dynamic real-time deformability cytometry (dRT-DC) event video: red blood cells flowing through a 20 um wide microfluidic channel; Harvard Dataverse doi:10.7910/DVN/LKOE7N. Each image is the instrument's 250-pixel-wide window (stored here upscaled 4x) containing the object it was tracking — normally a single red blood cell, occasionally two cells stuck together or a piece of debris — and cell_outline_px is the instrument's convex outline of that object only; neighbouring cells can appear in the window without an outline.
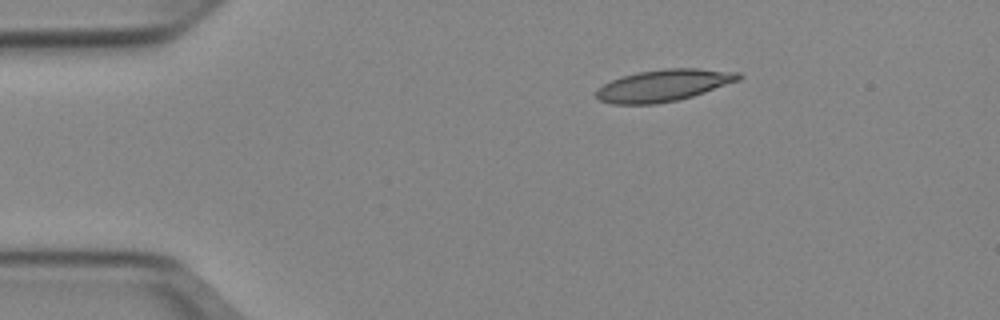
{"species": "Egyptian fruit bat (a non-hibernating species)", "species_latin": "Rousettus aegyptiacus", "temperature_condition": "cold", "stored_images_in_passage": 43, "camera_frame_rate_fps": 3000, "um_per_image_px": 0.085, "animal": {"sex": "female"}, "frame": {"image": 1, "passage_image": 1, "time_ms": 0.0, "image_size_px": [1000, 320], "cell_outline_px": [[744, 76], [740, 80], [692, 96], [676, 100], [656, 104], [612, 104], [600, 100], [596, 96], [596, 88], [612, 80], [636, 72], [664, 68], [700, 68], [740, 72]], "centroid_in_image_um": [56.43, 7.25], "position_along_channel_um": 28.6, "area_um2": 26.47}}
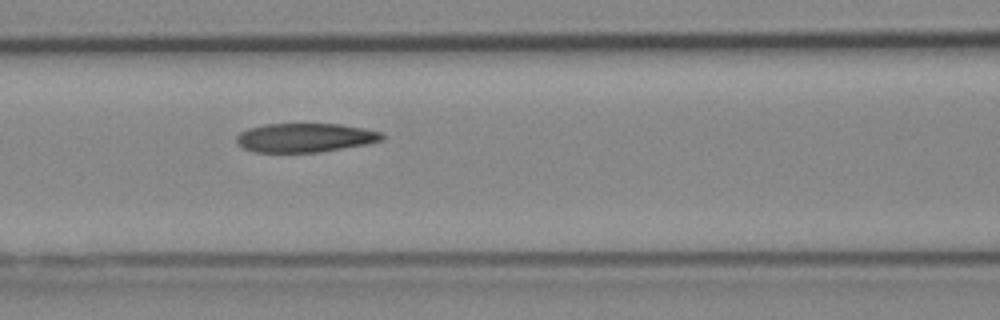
{"frame": {"image": 2, "passage_image": 14, "time_ms": 4.333, "image_size_px": [1000, 320], "cell_outline_px": [[384, 140], [368, 144], [320, 152], [252, 152], [244, 148], [236, 140], [236, 136], [240, 132], [248, 128], [264, 124], [340, 124], [364, 128], [380, 132], [384, 136]], "centroid_in_image_um": [25.94, 11.7], "position_along_channel_um": 140.7, "area_um2": 24.62}}
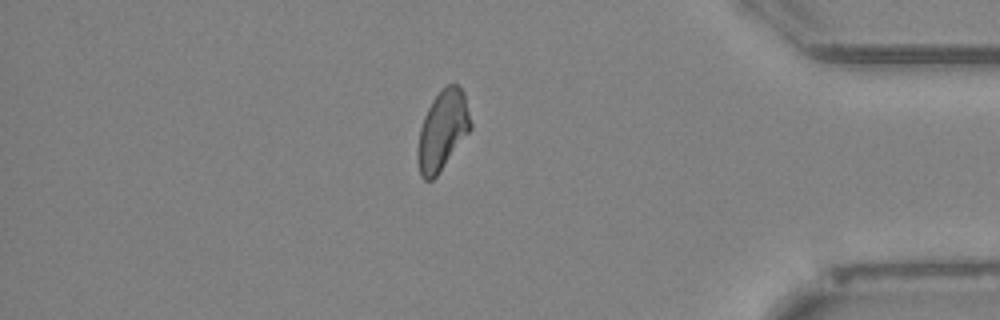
{"frame": {"image": 3, "passage_image": 36, "time_ms": 11.667, "image_size_px": [1000, 320], "cell_outline_px": [[472, 128], [436, 176], [432, 180], [424, 180], [420, 176], [416, 160], [416, 152], [420, 128], [424, 116], [432, 100], [448, 84], [456, 84], [464, 92], [472, 124]], "centroid_in_image_um": [37.59, 11.11], "position_along_channel_um": 397.6, "area_um2": 24.45}, "authors_computed_cell_mechanics": {"area_um2": 25.4898, "velocity_mm_per_s": 3.9341, "shape_relaxation_time_tau1_ms": null, "shape_relaxation_time_tau2_ms": 5.5497, "deformation_change_tau1": null, "deformation_change_tau2": 0.1387}}